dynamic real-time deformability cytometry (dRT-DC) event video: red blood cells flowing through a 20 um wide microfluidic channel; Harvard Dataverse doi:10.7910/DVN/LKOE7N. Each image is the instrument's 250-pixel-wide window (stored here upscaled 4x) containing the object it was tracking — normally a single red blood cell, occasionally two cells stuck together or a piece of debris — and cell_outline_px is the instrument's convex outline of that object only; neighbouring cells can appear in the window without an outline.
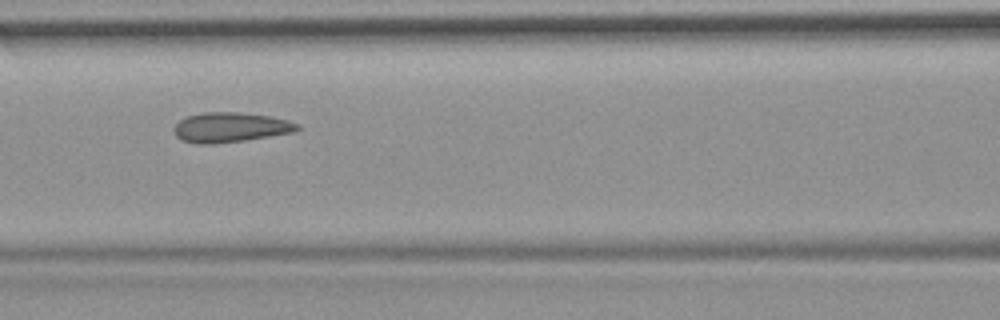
{"species": "common noctule bat (a hibernating species)", "species_latin": "Nyctalus noctula", "temperature_condition": "room temperature", "stored_images_in_passage": 11, "camera_frame_rate_fps": 3000, "um_per_image_px": 0.085, "animal": {"sex": "female", "body_mass_g": 19.9}, "frame": {"image": 1, "passage_image": 7, "time_ms": 7.667, "image_size_px": [1000, 320], "cell_outline_px": [[300, 128], [296, 132], [244, 140], [212, 144], [196, 144], [180, 140], [176, 136], [172, 128], [180, 120], [188, 116], [200, 112], [240, 112], [268, 116], [288, 120], [300, 124]], "centroid_in_image_um": [19.57, 10.82], "position_along_channel_um": 147.0, "area_um2": 21.62}}
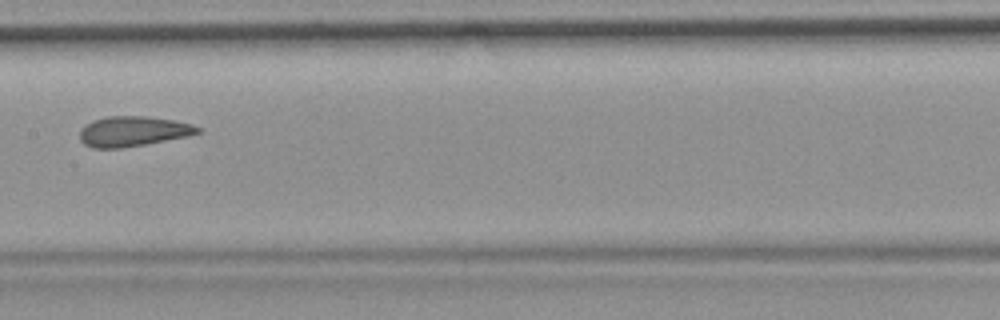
{"frame": {"image": 2, "passage_image": 8, "time_ms": 9.0, "image_size_px": [1000, 320], "cell_outline_px": [[200, 132], [188, 136], [144, 144], [120, 148], [92, 148], [84, 144], [80, 140], [80, 128], [84, 124], [92, 120], [108, 116], [148, 116], [172, 120], [192, 124], [200, 128]], "centroid_in_image_um": [11.25, 11.15], "position_along_channel_um": 196.1, "area_um2": 20.69}}
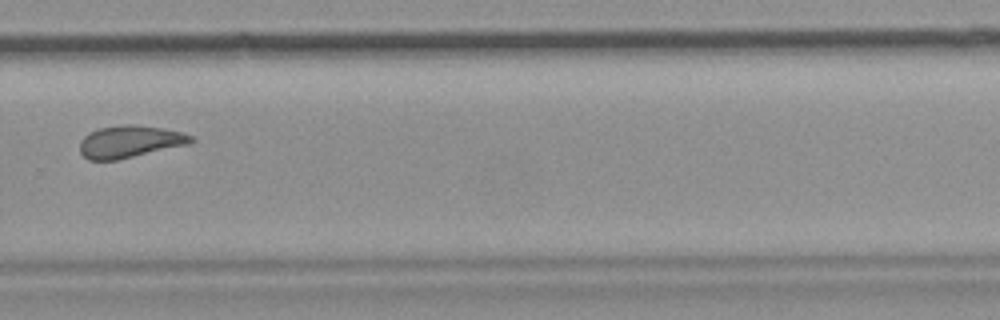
{"frame": {"image": 3, "passage_image": 11, "time_ms": 12.333, "image_size_px": [1000, 320], "cell_outline_px": [[196, 140], [188, 144], [116, 160], [88, 160], [80, 152], [80, 140], [84, 136], [100, 128], [120, 124], [132, 124], [160, 128], [180, 132], [192, 136]], "centroid_in_image_um": [11.01, 12.04], "position_along_channel_um": 318.8, "area_um2": 20.58}}